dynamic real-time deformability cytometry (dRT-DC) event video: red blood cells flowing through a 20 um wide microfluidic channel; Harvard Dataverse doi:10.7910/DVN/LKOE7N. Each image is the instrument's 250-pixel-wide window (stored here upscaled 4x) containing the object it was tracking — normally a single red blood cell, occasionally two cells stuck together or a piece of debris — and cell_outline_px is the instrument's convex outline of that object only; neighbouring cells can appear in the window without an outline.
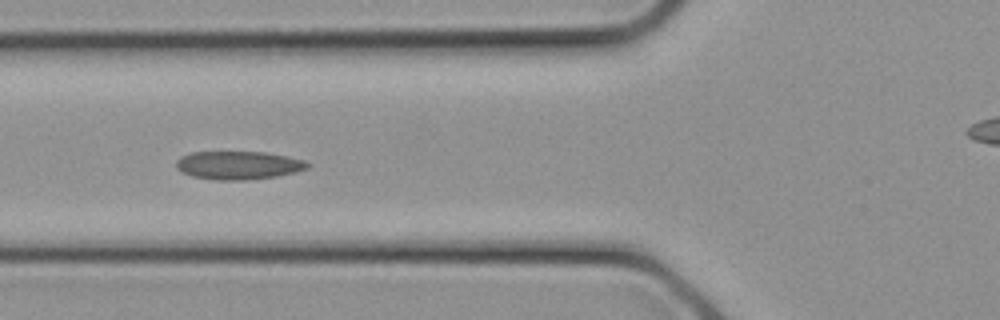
{"species": "common noctule bat (a hibernating species)", "species_latin": "Nyctalus noctula", "temperature_condition": "cold", "stored_images_in_passage": 13, "camera_frame_rate_fps": 3000, "um_per_image_px": 0.085, "animal": {"sex": "female", "body_mass_g": 21.9}, "frame": {"image": 1, "passage_image": 10, "time_ms": 3.0, "image_size_px": [1000, 320], "cell_outline_px": [[312, 164], [308, 168], [296, 172], [276, 176], [244, 180], [216, 180], [192, 176], [176, 168], [176, 160], [180, 156], [192, 152], [264, 152], [288, 156], [304, 160]], "centroid_in_image_um": [20.28, 14.04], "position_along_channel_um": 105.5, "area_um2": 21.68}}
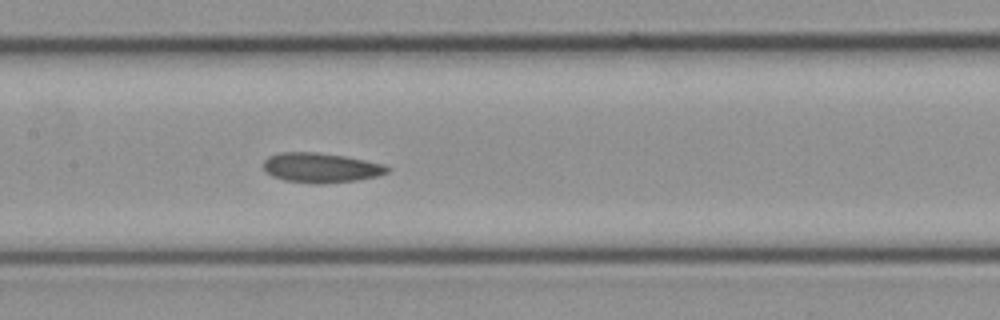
{"frame": {"image": 2, "passage_image": 13, "time_ms": 4.0, "image_size_px": [1000, 320], "cell_outline_px": [[392, 168], [388, 172], [376, 176], [356, 180], [320, 184], [316, 184], [284, 180], [272, 176], [264, 172], [264, 160], [268, 156], [280, 152], [316, 152], [344, 156], [384, 164]], "centroid_in_image_um": [27.25, 14.25], "position_along_channel_um": 180.2, "area_um2": 21.5}}